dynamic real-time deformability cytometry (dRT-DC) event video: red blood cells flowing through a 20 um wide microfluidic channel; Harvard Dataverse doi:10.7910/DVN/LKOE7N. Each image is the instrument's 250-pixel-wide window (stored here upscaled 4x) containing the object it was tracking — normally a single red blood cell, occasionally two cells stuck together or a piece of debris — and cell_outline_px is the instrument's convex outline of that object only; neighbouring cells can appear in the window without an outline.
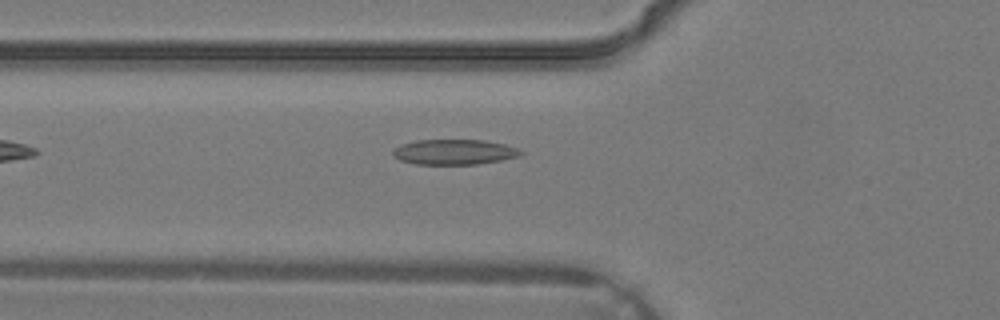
{"species": "common noctule bat (a hibernating species)", "species_latin": "Nyctalus noctula", "temperature_condition": "warm", "stored_images_in_passage": 7, "camera_frame_rate_fps": 3000, "um_per_image_px": 0.085, "animal": {"sex": "male", "body_mass_g": 19.2, "forearm_length_mm": 51.8}, "frame": {"image": 1, "passage_image": 6, "time_ms": 1.667, "image_size_px": [1000, 320], "cell_outline_px": [[524, 152], [520, 156], [500, 160], [476, 164], [416, 164], [400, 160], [392, 152], [400, 144], [416, 140], [484, 140], [504, 144], [520, 148]], "centroid_in_image_um": [38.65, 12.91], "position_along_channel_um": 87.2, "area_um2": 18.73}}